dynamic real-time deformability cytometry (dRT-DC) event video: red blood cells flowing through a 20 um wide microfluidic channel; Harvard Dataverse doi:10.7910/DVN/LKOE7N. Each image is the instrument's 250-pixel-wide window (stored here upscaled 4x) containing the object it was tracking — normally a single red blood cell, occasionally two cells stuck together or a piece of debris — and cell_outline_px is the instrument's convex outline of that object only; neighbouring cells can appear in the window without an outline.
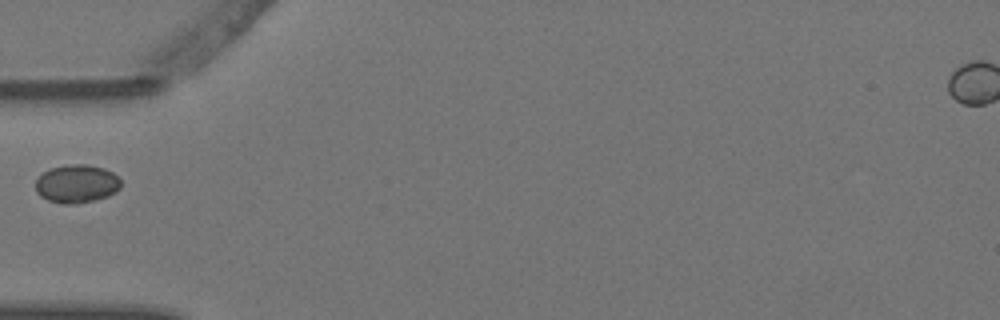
{"species": "Egyptian fruit bat (a non-hibernating species)", "species_latin": "Rousettus aegyptiacus", "temperature_condition": "warm", "stored_images_in_passage": 1, "camera_frame_rate_fps": 3000, "um_per_image_px": 0.085, "animal": {"sex": "female"}, "frame": {"image": 1, "passage_image": 1, "time_ms": 0.0, "image_size_px": [1000, 320], "cell_outline_px": [[120, 188], [116, 192], [108, 196], [96, 200], [76, 204], [64, 204], [48, 200], [40, 196], [36, 192], [36, 180], [44, 172], [52, 168], [72, 164], [88, 164], [104, 168], [112, 172], [120, 180]], "centroid_in_image_um": [6.53, 15.63], "position_along_channel_um": 78.5, "area_um2": 19.02}}